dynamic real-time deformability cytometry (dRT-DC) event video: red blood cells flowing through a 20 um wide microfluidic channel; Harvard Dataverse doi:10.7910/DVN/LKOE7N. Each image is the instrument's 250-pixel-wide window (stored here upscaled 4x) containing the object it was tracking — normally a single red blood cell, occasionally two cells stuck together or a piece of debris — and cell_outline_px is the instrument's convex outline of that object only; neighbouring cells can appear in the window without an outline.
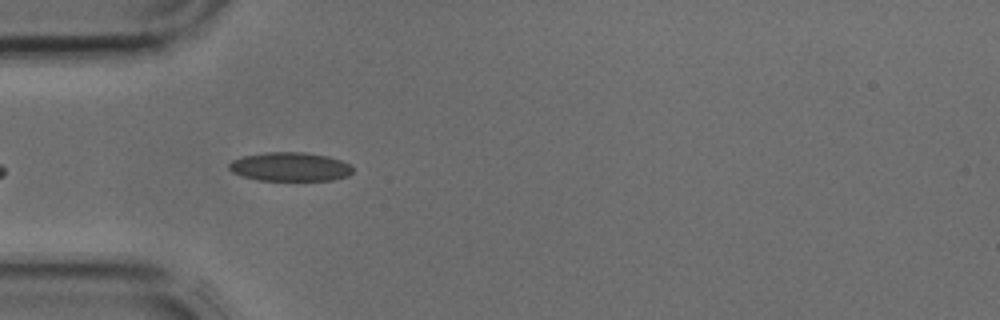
{"species": "common noctule bat (a hibernating species)", "species_latin": "Nyctalus noctula", "temperature_condition": "cold", "stored_images_in_passage": 6, "camera_frame_rate_fps": 3000, "um_per_image_px": 0.085, "animal": {"sex": "male", "body_mass_g": 17.9, "forearm_length_mm": 54.2}, "frame": {"image": 1, "passage_image": 2, "time_ms": 0.333, "image_size_px": [1000, 320], "cell_outline_px": [[352, 172], [348, 176], [332, 180], [260, 180], [244, 176], [232, 172], [228, 168], [228, 164], [232, 160], [244, 156], [264, 152], [304, 152], [328, 156], [340, 160], [348, 164], [352, 168]], "centroid_in_image_um": [24.64, 14.17], "position_along_channel_um": 60.4, "area_um2": 20.69}}